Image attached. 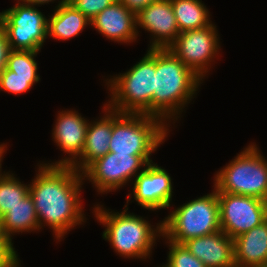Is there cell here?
<instances>
[{"label":"cell","mask_w":267,"mask_h":267,"mask_svg":"<svg viewBox=\"0 0 267 267\" xmlns=\"http://www.w3.org/2000/svg\"><path fill=\"white\" fill-rule=\"evenodd\" d=\"M91 21V27L105 38L130 44L137 40L136 15L119 0L98 13Z\"/></svg>","instance_id":"obj_15"},{"label":"cell","mask_w":267,"mask_h":267,"mask_svg":"<svg viewBox=\"0 0 267 267\" xmlns=\"http://www.w3.org/2000/svg\"><path fill=\"white\" fill-rule=\"evenodd\" d=\"M102 111L104 114L99 120L89 121L81 156L71 165L78 172H82L94 160L109 152L112 135V109L104 105Z\"/></svg>","instance_id":"obj_17"},{"label":"cell","mask_w":267,"mask_h":267,"mask_svg":"<svg viewBox=\"0 0 267 267\" xmlns=\"http://www.w3.org/2000/svg\"><path fill=\"white\" fill-rule=\"evenodd\" d=\"M216 27L212 23L202 29L182 32L168 47L203 80L209 74V70L213 68L211 65L215 63L214 59H218L219 50H221L220 37Z\"/></svg>","instance_id":"obj_10"},{"label":"cell","mask_w":267,"mask_h":267,"mask_svg":"<svg viewBox=\"0 0 267 267\" xmlns=\"http://www.w3.org/2000/svg\"><path fill=\"white\" fill-rule=\"evenodd\" d=\"M38 164L34 179L29 182V194L40 229L48 226L60 242L74 227L86 222L80 193L85 181L72 166Z\"/></svg>","instance_id":"obj_1"},{"label":"cell","mask_w":267,"mask_h":267,"mask_svg":"<svg viewBox=\"0 0 267 267\" xmlns=\"http://www.w3.org/2000/svg\"><path fill=\"white\" fill-rule=\"evenodd\" d=\"M92 208L96 221L105 227L102 238L111 244L116 254L128 259H150L157 239L162 238L161 220L156 226L152 225L143 216L130 213L125 205L121 212L107 210L99 203Z\"/></svg>","instance_id":"obj_3"},{"label":"cell","mask_w":267,"mask_h":267,"mask_svg":"<svg viewBox=\"0 0 267 267\" xmlns=\"http://www.w3.org/2000/svg\"><path fill=\"white\" fill-rule=\"evenodd\" d=\"M171 130L156 116L143 113H120L112 110L109 152L151 156L165 142Z\"/></svg>","instance_id":"obj_5"},{"label":"cell","mask_w":267,"mask_h":267,"mask_svg":"<svg viewBox=\"0 0 267 267\" xmlns=\"http://www.w3.org/2000/svg\"><path fill=\"white\" fill-rule=\"evenodd\" d=\"M144 57L124 73L105 79L110 98L105 105L120 113L151 115L155 89V49H147Z\"/></svg>","instance_id":"obj_4"},{"label":"cell","mask_w":267,"mask_h":267,"mask_svg":"<svg viewBox=\"0 0 267 267\" xmlns=\"http://www.w3.org/2000/svg\"><path fill=\"white\" fill-rule=\"evenodd\" d=\"M29 194V184L21 183L14 173L6 171L0 177V218Z\"/></svg>","instance_id":"obj_22"},{"label":"cell","mask_w":267,"mask_h":267,"mask_svg":"<svg viewBox=\"0 0 267 267\" xmlns=\"http://www.w3.org/2000/svg\"><path fill=\"white\" fill-rule=\"evenodd\" d=\"M40 81V77H21L15 76L12 72L5 68L0 73V92H8L11 94H22L28 92L34 84Z\"/></svg>","instance_id":"obj_25"},{"label":"cell","mask_w":267,"mask_h":267,"mask_svg":"<svg viewBox=\"0 0 267 267\" xmlns=\"http://www.w3.org/2000/svg\"><path fill=\"white\" fill-rule=\"evenodd\" d=\"M39 51L11 50L8 55L6 68L15 72V76L40 77L36 61Z\"/></svg>","instance_id":"obj_23"},{"label":"cell","mask_w":267,"mask_h":267,"mask_svg":"<svg viewBox=\"0 0 267 267\" xmlns=\"http://www.w3.org/2000/svg\"><path fill=\"white\" fill-rule=\"evenodd\" d=\"M221 230L232 239L267 220V201L217 192Z\"/></svg>","instance_id":"obj_11"},{"label":"cell","mask_w":267,"mask_h":267,"mask_svg":"<svg viewBox=\"0 0 267 267\" xmlns=\"http://www.w3.org/2000/svg\"><path fill=\"white\" fill-rule=\"evenodd\" d=\"M8 150L7 149V144L6 143H1L0 144V177L5 173V171L2 172V162L4 158V153H6Z\"/></svg>","instance_id":"obj_31"},{"label":"cell","mask_w":267,"mask_h":267,"mask_svg":"<svg viewBox=\"0 0 267 267\" xmlns=\"http://www.w3.org/2000/svg\"><path fill=\"white\" fill-rule=\"evenodd\" d=\"M121 4L126 6L131 12L137 15L141 10L156 0H119Z\"/></svg>","instance_id":"obj_29"},{"label":"cell","mask_w":267,"mask_h":267,"mask_svg":"<svg viewBox=\"0 0 267 267\" xmlns=\"http://www.w3.org/2000/svg\"><path fill=\"white\" fill-rule=\"evenodd\" d=\"M183 244L206 267H235L233 239L222 230Z\"/></svg>","instance_id":"obj_16"},{"label":"cell","mask_w":267,"mask_h":267,"mask_svg":"<svg viewBox=\"0 0 267 267\" xmlns=\"http://www.w3.org/2000/svg\"><path fill=\"white\" fill-rule=\"evenodd\" d=\"M89 120L81 114L72 110H60L56 116L52 129V139L61 151L68 156L62 157L58 161L41 163L47 165L71 166L80 156L83 150Z\"/></svg>","instance_id":"obj_13"},{"label":"cell","mask_w":267,"mask_h":267,"mask_svg":"<svg viewBox=\"0 0 267 267\" xmlns=\"http://www.w3.org/2000/svg\"><path fill=\"white\" fill-rule=\"evenodd\" d=\"M171 6L180 33L202 29L213 23L202 0H171Z\"/></svg>","instance_id":"obj_21"},{"label":"cell","mask_w":267,"mask_h":267,"mask_svg":"<svg viewBox=\"0 0 267 267\" xmlns=\"http://www.w3.org/2000/svg\"><path fill=\"white\" fill-rule=\"evenodd\" d=\"M0 229L11 240L15 234L41 230L34 201L30 194L0 218Z\"/></svg>","instance_id":"obj_20"},{"label":"cell","mask_w":267,"mask_h":267,"mask_svg":"<svg viewBox=\"0 0 267 267\" xmlns=\"http://www.w3.org/2000/svg\"><path fill=\"white\" fill-rule=\"evenodd\" d=\"M203 81L168 48H155L151 115L160 118L169 127L170 123L175 124L182 117L184 108L196 97Z\"/></svg>","instance_id":"obj_2"},{"label":"cell","mask_w":267,"mask_h":267,"mask_svg":"<svg viewBox=\"0 0 267 267\" xmlns=\"http://www.w3.org/2000/svg\"><path fill=\"white\" fill-rule=\"evenodd\" d=\"M10 51L11 48L7 37L4 31L0 28V73L6 68Z\"/></svg>","instance_id":"obj_28"},{"label":"cell","mask_w":267,"mask_h":267,"mask_svg":"<svg viewBox=\"0 0 267 267\" xmlns=\"http://www.w3.org/2000/svg\"><path fill=\"white\" fill-rule=\"evenodd\" d=\"M116 0H69L79 12L92 20L98 13L109 7Z\"/></svg>","instance_id":"obj_27"},{"label":"cell","mask_w":267,"mask_h":267,"mask_svg":"<svg viewBox=\"0 0 267 267\" xmlns=\"http://www.w3.org/2000/svg\"><path fill=\"white\" fill-rule=\"evenodd\" d=\"M12 240L0 229V267H21Z\"/></svg>","instance_id":"obj_26"},{"label":"cell","mask_w":267,"mask_h":267,"mask_svg":"<svg viewBox=\"0 0 267 267\" xmlns=\"http://www.w3.org/2000/svg\"><path fill=\"white\" fill-rule=\"evenodd\" d=\"M48 15L47 36L57 40H70L78 36L91 21L71 3L66 2L54 8Z\"/></svg>","instance_id":"obj_19"},{"label":"cell","mask_w":267,"mask_h":267,"mask_svg":"<svg viewBox=\"0 0 267 267\" xmlns=\"http://www.w3.org/2000/svg\"><path fill=\"white\" fill-rule=\"evenodd\" d=\"M152 162L151 156L108 152L90 163L81 173L83 180L91 182L98 194L102 195L118 191L130 181L132 184L134 178Z\"/></svg>","instance_id":"obj_9"},{"label":"cell","mask_w":267,"mask_h":267,"mask_svg":"<svg viewBox=\"0 0 267 267\" xmlns=\"http://www.w3.org/2000/svg\"><path fill=\"white\" fill-rule=\"evenodd\" d=\"M258 145L249 143L214 175L217 192L252 196L267 201V159Z\"/></svg>","instance_id":"obj_6"},{"label":"cell","mask_w":267,"mask_h":267,"mask_svg":"<svg viewBox=\"0 0 267 267\" xmlns=\"http://www.w3.org/2000/svg\"><path fill=\"white\" fill-rule=\"evenodd\" d=\"M18 1H21V2H24V3H27V4L35 5L38 8V6L40 7V6L44 5V4H46V5L49 4V2H51V3L53 2L54 3L55 0H18ZM66 2H69V0H60V1L58 0V2H57L58 4L55 7H58L61 4H64Z\"/></svg>","instance_id":"obj_30"},{"label":"cell","mask_w":267,"mask_h":267,"mask_svg":"<svg viewBox=\"0 0 267 267\" xmlns=\"http://www.w3.org/2000/svg\"><path fill=\"white\" fill-rule=\"evenodd\" d=\"M150 33L149 49L168 48L180 34L171 0H156L136 15V31ZM152 36V37H151Z\"/></svg>","instance_id":"obj_14"},{"label":"cell","mask_w":267,"mask_h":267,"mask_svg":"<svg viewBox=\"0 0 267 267\" xmlns=\"http://www.w3.org/2000/svg\"><path fill=\"white\" fill-rule=\"evenodd\" d=\"M169 246L166 267H206L197 257H195L184 244L172 242L168 239L165 244Z\"/></svg>","instance_id":"obj_24"},{"label":"cell","mask_w":267,"mask_h":267,"mask_svg":"<svg viewBox=\"0 0 267 267\" xmlns=\"http://www.w3.org/2000/svg\"><path fill=\"white\" fill-rule=\"evenodd\" d=\"M47 18L35 5L18 0L15 5L0 12V28L11 50L41 52L48 38Z\"/></svg>","instance_id":"obj_8"},{"label":"cell","mask_w":267,"mask_h":267,"mask_svg":"<svg viewBox=\"0 0 267 267\" xmlns=\"http://www.w3.org/2000/svg\"><path fill=\"white\" fill-rule=\"evenodd\" d=\"M220 230L219 201L215 188L207 195L175 207L162 221L163 239L179 244Z\"/></svg>","instance_id":"obj_7"},{"label":"cell","mask_w":267,"mask_h":267,"mask_svg":"<svg viewBox=\"0 0 267 267\" xmlns=\"http://www.w3.org/2000/svg\"><path fill=\"white\" fill-rule=\"evenodd\" d=\"M169 173L157 163L148 164L132 182V193L127 195L126 205L134 198L139 206L149 211L170 208L173 195Z\"/></svg>","instance_id":"obj_12"},{"label":"cell","mask_w":267,"mask_h":267,"mask_svg":"<svg viewBox=\"0 0 267 267\" xmlns=\"http://www.w3.org/2000/svg\"><path fill=\"white\" fill-rule=\"evenodd\" d=\"M235 267H259L267 264V220L236 238Z\"/></svg>","instance_id":"obj_18"}]
</instances>
